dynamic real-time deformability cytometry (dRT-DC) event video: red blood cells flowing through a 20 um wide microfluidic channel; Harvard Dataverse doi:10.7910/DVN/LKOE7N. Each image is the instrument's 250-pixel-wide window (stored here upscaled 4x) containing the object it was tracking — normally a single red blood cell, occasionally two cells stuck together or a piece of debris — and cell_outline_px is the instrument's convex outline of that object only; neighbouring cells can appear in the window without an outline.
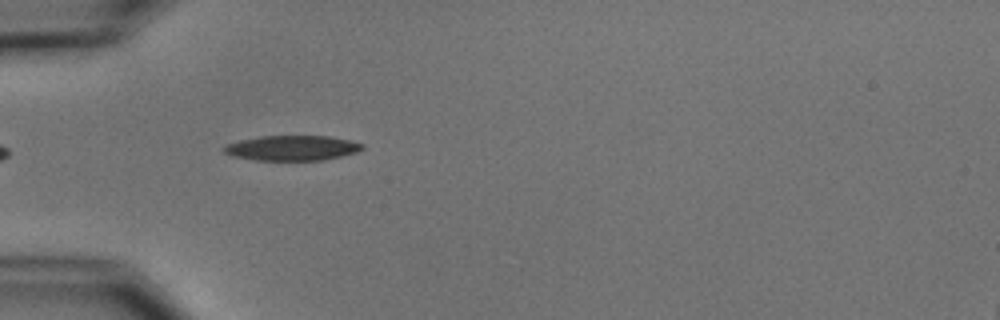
{"species": "common noctule bat (a hibernating species)", "species_latin": "Nyctalus noctula", "temperature_condition": "cold", "stored_images_in_passage": 6, "camera_frame_rate_fps": 3000, "um_per_image_px": 0.085, "animal": {"sex": "male", "body_mass_g": 15.6}, "frame": {"image": 1, "passage_image": 3, "time_ms": 2.333, "image_size_px": [1000, 320], "cell_outline_px": [[364, 148], [356, 152], [324, 160], [256, 160], [232, 156], [224, 152], [220, 148], [228, 144], [240, 140], [260, 136], [328, 136], [352, 140], [364, 144]], "centroid_in_image_um": [24.83, 12.57], "position_along_channel_um": 60.2, "area_um2": 20.23}}
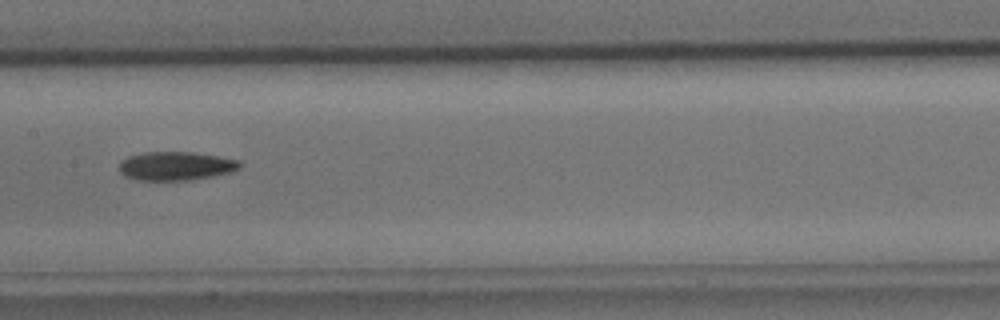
{"frame": {"image": 2, "passage_image": 6, "time_ms": 6.0, "image_size_px": [1000, 320], "cell_outline_px": [[240, 168], [232, 172], [212, 176], [188, 180], [136, 180], [124, 176], [120, 172], [120, 160], [128, 156], [144, 152], [192, 152], [240, 160]], "centroid_in_image_um": [14.92, 14.11], "position_along_channel_um": 192.5, "area_um2": 20.17}}